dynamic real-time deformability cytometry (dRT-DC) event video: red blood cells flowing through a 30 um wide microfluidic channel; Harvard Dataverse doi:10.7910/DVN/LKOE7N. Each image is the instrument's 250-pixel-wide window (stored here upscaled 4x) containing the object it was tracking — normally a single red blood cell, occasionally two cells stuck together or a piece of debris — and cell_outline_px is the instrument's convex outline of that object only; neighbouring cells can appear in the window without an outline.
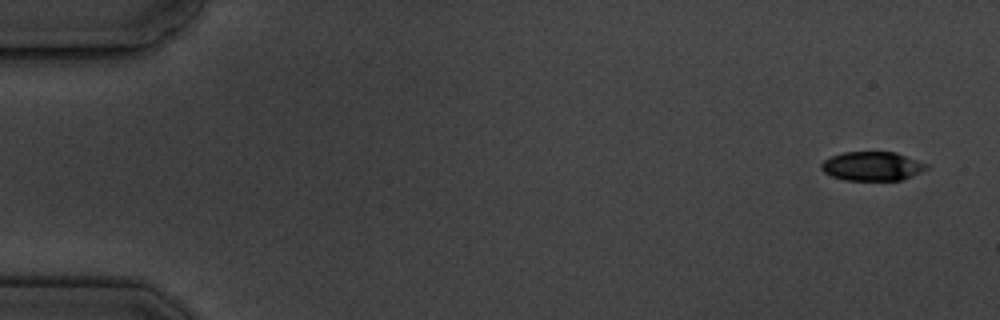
{"species": "common noctule bat (a hibernating species)", "species_latin": "Nyctalus noctula", "temperature_condition": "cold", "stored_images_in_passage": 6, "camera_frame_rate_fps": 3000, "um_per_image_px": 0.085, "animal": {"sex": "male", "body_mass_g": 19.5, "forearm_length_mm": 54.6}, "frame": {"image": 1, "passage_image": 1, "time_ms": 0.0, "image_size_px": [1000, 320], "cell_outline_px": [[928, 168], [912, 176], [900, 180], [844, 180], [832, 176], [824, 172], [820, 168], [820, 164], [824, 160], [832, 156], [844, 152], [896, 152], [928, 164]], "centroid_in_image_um": [74.13, 14.12], "position_along_channel_um": 10.9, "area_um2": 17.74}}
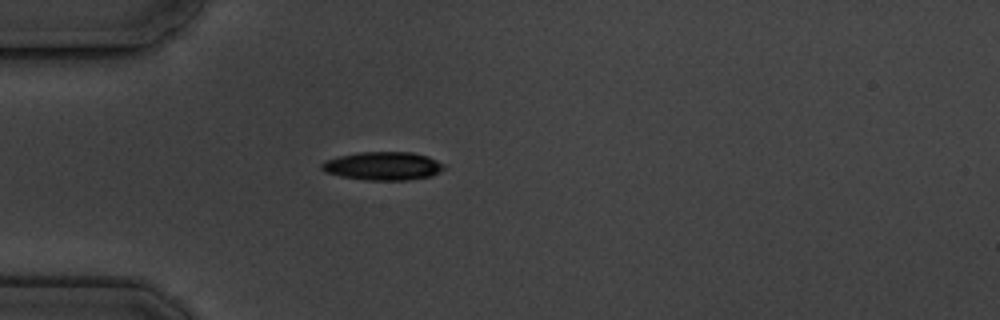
{"frame": {"image": 2, "passage_image": 5, "time_ms": 4.667, "image_size_px": [1000, 320], "cell_outline_px": [[444, 168], [440, 172], [432, 176], [408, 180], [368, 180], [340, 176], [324, 172], [320, 168], [320, 164], [324, 160], [340, 156], [360, 152], [412, 152], [428, 156], [444, 164]], "centroid_in_image_um": [32.54, 14.11], "position_along_channel_um": 52.5, "area_um2": 20.29}}